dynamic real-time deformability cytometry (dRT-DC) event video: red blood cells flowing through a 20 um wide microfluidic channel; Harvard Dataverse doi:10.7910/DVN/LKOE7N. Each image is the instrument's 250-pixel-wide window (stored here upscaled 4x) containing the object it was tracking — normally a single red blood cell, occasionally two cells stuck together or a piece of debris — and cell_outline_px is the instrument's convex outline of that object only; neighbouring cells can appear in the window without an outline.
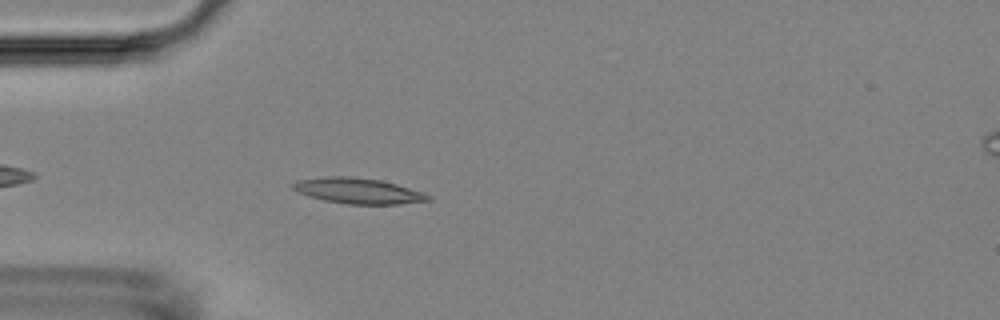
{"species": "Egyptian fruit bat (a non-hibernating species)", "species_latin": "Rousettus aegyptiacus", "temperature_condition": "room temperature", "stored_images_in_passage": 43, "camera_frame_rate_fps": 3000, "um_per_image_px": 0.085, "animal": {"sex": "female"}, "frame": {"image": 1, "passage_image": 5, "time_ms": 1.333, "image_size_px": [1000, 320], "cell_outline_px": [[432, 200], [400, 204], [348, 204], [324, 200], [308, 196], [296, 192], [288, 184], [296, 180], [328, 176], [348, 176], [380, 180], [396, 184], [424, 192], [432, 196]], "centroid_in_image_um": [30.41, 16.22], "position_along_channel_um": 54.6, "area_um2": 20.4}}
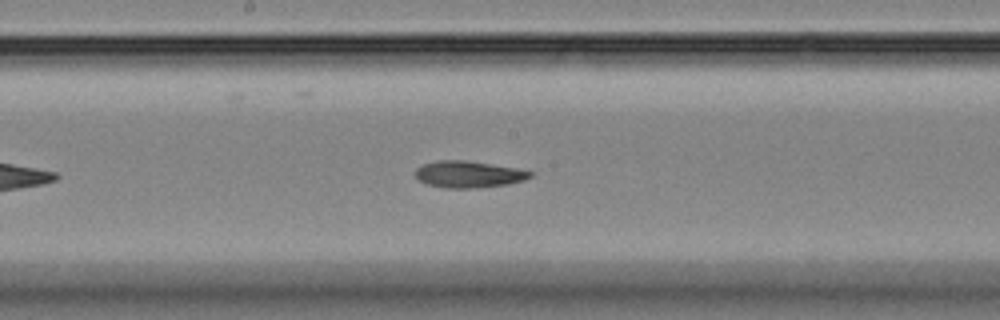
{"frame": {"image": 2, "passage_image": 18, "time_ms": 5.667, "image_size_px": [1000, 320], "cell_outline_px": [[532, 176], [524, 180], [508, 184], [476, 188], [448, 188], [428, 184], [420, 180], [416, 176], [416, 168], [424, 164], [436, 160], [464, 160], [516, 168], [532, 172]], "centroid_in_image_um": [39.83, 14.81], "position_along_channel_um": 208.4, "area_um2": 17.63}}
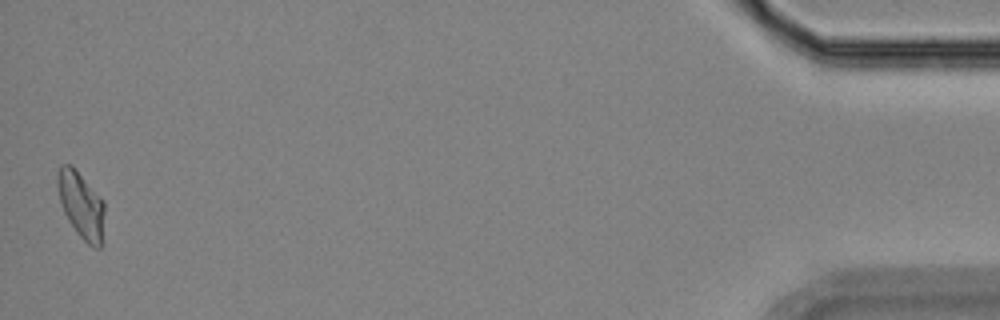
{"frame": {"image": 3, "passage_image": 43, "time_ms": 14.0, "image_size_px": [1000, 320], "cell_outline_px": [[104, 244], [100, 248], [92, 248], [76, 232], [68, 220], [64, 212], [60, 200], [56, 184], [56, 176], [60, 164], [72, 164], [104, 200]], "centroid_in_image_um": [6.92, 17.44], "position_along_channel_um": 428.3, "area_um2": 18.79}, "authors_computed_cell_mechanics": {"area_um2": 17.8024, "velocity_mm_per_s": 3.6917, "shape_relaxation_time_tau1_ms": 7.7716, "shape_relaxation_time_tau2_ms": 3.2467, "deformation_change_tau1": 0.1858, "deformation_change_tau2": 0.0898}}